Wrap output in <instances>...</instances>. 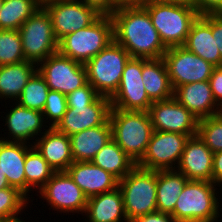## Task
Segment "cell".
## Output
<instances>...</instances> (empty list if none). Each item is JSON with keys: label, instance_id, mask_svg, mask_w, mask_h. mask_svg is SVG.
<instances>
[{"label": "cell", "instance_id": "cell-35", "mask_svg": "<svg viewBox=\"0 0 222 222\" xmlns=\"http://www.w3.org/2000/svg\"><path fill=\"white\" fill-rule=\"evenodd\" d=\"M28 198L14 187H8L0 190V217L9 222L21 220V210L28 205ZM27 204V205H26Z\"/></svg>", "mask_w": 222, "mask_h": 222}, {"label": "cell", "instance_id": "cell-8", "mask_svg": "<svg viewBox=\"0 0 222 222\" xmlns=\"http://www.w3.org/2000/svg\"><path fill=\"white\" fill-rule=\"evenodd\" d=\"M22 39L25 60L36 64L58 52L52 21L47 10L41 6L18 30Z\"/></svg>", "mask_w": 222, "mask_h": 222}, {"label": "cell", "instance_id": "cell-22", "mask_svg": "<svg viewBox=\"0 0 222 222\" xmlns=\"http://www.w3.org/2000/svg\"><path fill=\"white\" fill-rule=\"evenodd\" d=\"M40 137L32 145L55 172H66L74 162L69 136L59 133L55 128H48Z\"/></svg>", "mask_w": 222, "mask_h": 222}, {"label": "cell", "instance_id": "cell-45", "mask_svg": "<svg viewBox=\"0 0 222 222\" xmlns=\"http://www.w3.org/2000/svg\"><path fill=\"white\" fill-rule=\"evenodd\" d=\"M8 187H10V184L8 183L5 174H3L0 168V190Z\"/></svg>", "mask_w": 222, "mask_h": 222}, {"label": "cell", "instance_id": "cell-42", "mask_svg": "<svg viewBox=\"0 0 222 222\" xmlns=\"http://www.w3.org/2000/svg\"><path fill=\"white\" fill-rule=\"evenodd\" d=\"M212 35L222 58V14H212Z\"/></svg>", "mask_w": 222, "mask_h": 222}, {"label": "cell", "instance_id": "cell-39", "mask_svg": "<svg viewBox=\"0 0 222 222\" xmlns=\"http://www.w3.org/2000/svg\"><path fill=\"white\" fill-rule=\"evenodd\" d=\"M199 15L222 14V0H194Z\"/></svg>", "mask_w": 222, "mask_h": 222}, {"label": "cell", "instance_id": "cell-48", "mask_svg": "<svg viewBox=\"0 0 222 222\" xmlns=\"http://www.w3.org/2000/svg\"><path fill=\"white\" fill-rule=\"evenodd\" d=\"M0 222H9L7 219L0 217Z\"/></svg>", "mask_w": 222, "mask_h": 222}, {"label": "cell", "instance_id": "cell-13", "mask_svg": "<svg viewBox=\"0 0 222 222\" xmlns=\"http://www.w3.org/2000/svg\"><path fill=\"white\" fill-rule=\"evenodd\" d=\"M59 213H85L87 197L67 172H55L37 191Z\"/></svg>", "mask_w": 222, "mask_h": 222}, {"label": "cell", "instance_id": "cell-26", "mask_svg": "<svg viewBox=\"0 0 222 222\" xmlns=\"http://www.w3.org/2000/svg\"><path fill=\"white\" fill-rule=\"evenodd\" d=\"M142 82L152 102L173 97V88L163 58H142Z\"/></svg>", "mask_w": 222, "mask_h": 222}, {"label": "cell", "instance_id": "cell-12", "mask_svg": "<svg viewBox=\"0 0 222 222\" xmlns=\"http://www.w3.org/2000/svg\"><path fill=\"white\" fill-rule=\"evenodd\" d=\"M42 6L51 17L58 41L67 34L88 27L101 16L81 0H50Z\"/></svg>", "mask_w": 222, "mask_h": 222}, {"label": "cell", "instance_id": "cell-16", "mask_svg": "<svg viewBox=\"0 0 222 222\" xmlns=\"http://www.w3.org/2000/svg\"><path fill=\"white\" fill-rule=\"evenodd\" d=\"M110 98L99 96L88 106H68L55 129L70 136L74 133L101 126L109 121L111 112Z\"/></svg>", "mask_w": 222, "mask_h": 222}, {"label": "cell", "instance_id": "cell-40", "mask_svg": "<svg viewBox=\"0 0 222 222\" xmlns=\"http://www.w3.org/2000/svg\"><path fill=\"white\" fill-rule=\"evenodd\" d=\"M210 87L217 105L222 109V66L215 67L209 78Z\"/></svg>", "mask_w": 222, "mask_h": 222}, {"label": "cell", "instance_id": "cell-20", "mask_svg": "<svg viewBox=\"0 0 222 222\" xmlns=\"http://www.w3.org/2000/svg\"><path fill=\"white\" fill-rule=\"evenodd\" d=\"M173 97L198 119L222 113L214 99L209 81L178 86L173 91Z\"/></svg>", "mask_w": 222, "mask_h": 222}, {"label": "cell", "instance_id": "cell-44", "mask_svg": "<svg viewBox=\"0 0 222 222\" xmlns=\"http://www.w3.org/2000/svg\"><path fill=\"white\" fill-rule=\"evenodd\" d=\"M165 4L194 7V0H155Z\"/></svg>", "mask_w": 222, "mask_h": 222}, {"label": "cell", "instance_id": "cell-17", "mask_svg": "<svg viewBox=\"0 0 222 222\" xmlns=\"http://www.w3.org/2000/svg\"><path fill=\"white\" fill-rule=\"evenodd\" d=\"M13 105L14 108L11 106L10 111L5 115L6 117H3L6 120L5 126L7 125L9 138L6 137L4 139L0 137V139L4 141L29 143L30 140L33 141L35 137L37 139L40 134L42 135L44 133L42 132V128L43 131L47 130L44 128H49L45 125L41 111L26 108L18 102H15Z\"/></svg>", "mask_w": 222, "mask_h": 222}, {"label": "cell", "instance_id": "cell-46", "mask_svg": "<svg viewBox=\"0 0 222 222\" xmlns=\"http://www.w3.org/2000/svg\"><path fill=\"white\" fill-rule=\"evenodd\" d=\"M119 5L141 4L144 0H115Z\"/></svg>", "mask_w": 222, "mask_h": 222}, {"label": "cell", "instance_id": "cell-41", "mask_svg": "<svg viewBox=\"0 0 222 222\" xmlns=\"http://www.w3.org/2000/svg\"><path fill=\"white\" fill-rule=\"evenodd\" d=\"M130 222H177L169 213L155 211L146 215L135 217Z\"/></svg>", "mask_w": 222, "mask_h": 222}, {"label": "cell", "instance_id": "cell-1", "mask_svg": "<svg viewBox=\"0 0 222 222\" xmlns=\"http://www.w3.org/2000/svg\"><path fill=\"white\" fill-rule=\"evenodd\" d=\"M114 41L124 47L131 58H162L167 48L142 4L120 5L111 15Z\"/></svg>", "mask_w": 222, "mask_h": 222}, {"label": "cell", "instance_id": "cell-27", "mask_svg": "<svg viewBox=\"0 0 222 222\" xmlns=\"http://www.w3.org/2000/svg\"><path fill=\"white\" fill-rule=\"evenodd\" d=\"M37 71V64L22 61L0 66V99L16 101L31 76Z\"/></svg>", "mask_w": 222, "mask_h": 222}, {"label": "cell", "instance_id": "cell-4", "mask_svg": "<svg viewBox=\"0 0 222 222\" xmlns=\"http://www.w3.org/2000/svg\"><path fill=\"white\" fill-rule=\"evenodd\" d=\"M141 4L147 9L166 48L185 44L192 23L199 16L194 7L165 4L155 0H144Z\"/></svg>", "mask_w": 222, "mask_h": 222}, {"label": "cell", "instance_id": "cell-21", "mask_svg": "<svg viewBox=\"0 0 222 222\" xmlns=\"http://www.w3.org/2000/svg\"><path fill=\"white\" fill-rule=\"evenodd\" d=\"M192 53L215 67L222 66V58L212 35V14L199 15L192 23L183 45Z\"/></svg>", "mask_w": 222, "mask_h": 222}, {"label": "cell", "instance_id": "cell-15", "mask_svg": "<svg viewBox=\"0 0 222 222\" xmlns=\"http://www.w3.org/2000/svg\"><path fill=\"white\" fill-rule=\"evenodd\" d=\"M148 112L153 130L175 132L189 137L197 135L199 119L174 97L153 102Z\"/></svg>", "mask_w": 222, "mask_h": 222}, {"label": "cell", "instance_id": "cell-24", "mask_svg": "<svg viewBox=\"0 0 222 222\" xmlns=\"http://www.w3.org/2000/svg\"><path fill=\"white\" fill-rule=\"evenodd\" d=\"M74 162L91 161L112 139L111 123L89 128L69 136Z\"/></svg>", "mask_w": 222, "mask_h": 222}, {"label": "cell", "instance_id": "cell-31", "mask_svg": "<svg viewBox=\"0 0 222 222\" xmlns=\"http://www.w3.org/2000/svg\"><path fill=\"white\" fill-rule=\"evenodd\" d=\"M24 172L26 178V197L28 199H30L29 193L32 191V187L40 190L55 173L34 146L26 153Z\"/></svg>", "mask_w": 222, "mask_h": 222}, {"label": "cell", "instance_id": "cell-34", "mask_svg": "<svg viewBox=\"0 0 222 222\" xmlns=\"http://www.w3.org/2000/svg\"><path fill=\"white\" fill-rule=\"evenodd\" d=\"M197 135L213 153L222 151V113L199 119Z\"/></svg>", "mask_w": 222, "mask_h": 222}, {"label": "cell", "instance_id": "cell-7", "mask_svg": "<svg viewBox=\"0 0 222 222\" xmlns=\"http://www.w3.org/2000/svg\"><path fill=\"white\" fill-rule=\"evenodd\" d=\"M118 187L122 193L128 222L135 217L157 211V171L146 170L136 165L119 180Z\"/></svg>", "mask_w": 222, "mask_h": 222}, {"label": "cell", "instance_id": "cell-28", "mask_svg": "<svg viewBox=\"0 0 222 222\" xmlns=\"http://www.w3.org/2000/svg\"><path fill=\"white\" fill-rule=\"evenodd\" d=\"M188 179L177 170L157 171V211L171 214Z\"/></svg>", "mask_w": 222, "mask_h": 222}, {"label": "cell", "instance_id": "cell-32", "mask_svg": "<svg viewBox=\"0 0 222 222\" xmlns=\"http://www.w3.org/2000/svg\"><path fill=\"white\" fill-rule=\"evenodd\" d=\"M50 89L46 80L36 71L23 88L21 96L16 100L21 106L43 111Z\"/></svg>", "mask_w": 222, "mask_h": 222}, {"label": "cell", "instance_id": "cell-37", "mask_svg": "<svg viewBox=\"0 0 222 222\" xmlns=\"http://www.w3.org/2000/svg\"><path fill=\"white\" fill-rule=\"evenodd\" d=\"M99 96L94 87L90 83H87L83 87L66 95V101L68 106H88Z\"/></svg>", "mask_w": 222, "mask_h": 222}, {"label": "cell", "instance_id": "cell-11", "mask_svg": "<svg viewBox=\"0 0 222 222\" xmlns=\"http://www.w3.org/2000/svg\"><path fill=\"white\" fill-rule=\"evenodd\" d=\"M162 58L173 90L184 84L209 81L215 68L184 46L167 48Z\"/></svg>", "mask_w": 222, "mask_h": 222}, {"label": "cell", "instance_id": "cell-23", "mask_svg": "<svg viewBox=\"0 0 222 222\" xmlns=\"http://www.w3.org/2000/svg\"><path fill=\"white\" fill-rule=\"evenodd\" d=\"M27 144V145H26ZM24 142L4 141L0 139V168L10 187H14L26 196V178L24 163L27 151L32 147Z\"/></svg>", "mask_w": 222, "mask_h": 222}, {"label": "cell", "instance_id": "cell-30", "mask_svg": "<svg viewBox=\"0 0 222 222\" xmlns=\"http://www.w3.org/2000/svg\"><path fill=\"white\" fill-rule=\"evenodd\" d=\"M41 6L37 0H4L0 11V29L19 30Z\"/></svg>", "mask_w": 222, "mask_h": 222}, {"label": "cell", "instance_id": "cell-25", "mask_svg": "<svg viewBox=\"0 0 222 222\" xmlns=\"http://www.w3.org/2000/svg\"><path fill=\"white\" fill-rule=\"evenodd\" d=\"M85 214L89 222H128L119 187L88 198Z\"/></svg>", "mask_w": 222, "mask_h": 222}, {"label": "cell", "instance_id": "cell-2", "mask_svg": "<svg viewBox=\"0 0 222 222\" xmlns=\"http://www.w3.org/2000/svg\"><path fill=\"white\" fill-rule=\"evenodd\" d=\"M109 121L112 139L137 163L153 133L149 112L111 108Z\"/></svg>", "mask_w": 222, "mask_h": 222}, {"label": "cell", "instance_id": "cell-19", "mask_svg": "<svg viewBox=\"0 0 222 222\" xmlns=\"http://www.w3.org/2000/svg\"><path fill=\"white\" fill-rule=\"evenodd\" d=\"M66 172L87 198L112 191L119 184V180L114 175L91 161L73 162Z\"/></svg>", "mask_w": 222, "mask_h": 222}, {"label": "cell", "instance_id": "cell-10", "mask_svg": "<svg viewBox=\"0 0 222 222\" xmlns=\"http://www.w3.org/2000/svg\"><path fill=\"white\" fill-rule=\"evenodd\" d=\"M188 139V135L153 130L146 151L136 165L153 171L176 170Z\"/></svg>", "mask_w": 222, "mask_h": 222}, {"label": "cell", "instance_id": "cell-3", "mask_svg": "<svg viewBox=\"0 0 222 222\" xmlns=\"http://www.w3.org/2000/svg\"><path fill=\"white\" fill-rule=\"evenodd\" d=\"M215 186L213 182L188 180L171 215L177 222H217L221 209Z\"/></svg>", "mask_w": 222, "mask_h": 222}, {"label": "cell", "instance_id": "cell-14", "mask_svg": "<svg viewBox=\"0 0 222 222\" xmlns=\"http://www.w3.org/2000/svg\"><path fill=\"white\" fill-rule=\"evenodd\" d=\"M142 82V58H130L125 64L120 85L110 98L112 108L149 111L153 103Z\"/></svg>", "mask_w": 222, "mask_h": 222}, {"label": "cell", "instance_id": "cell-49", "mask_svg": "<svg viewBox=\"0 0 222 222\" xmlns=\"http://www.w3.org/2000/svg\"><path fill=\"white\" fill-rule=\"evenodd\" d=\"M3 1H4V0H0V11H1L2 6H3Z\"/></svg>", "mask_w": 222, "mask_h": 222}, {"label": "cell", "instance_id": "cell-5", "mask_svg": "<svg viewBox=\"0 0 222 222\" xmlns=\"http://www.w3.org/2000/svg\"><path fill=\"white\" fill-rule=\"evenodd\" d=\"M114 41L111 16H100L86 28L67 34L58 41V52L85 64Z\"/></svg>", "mask_w": 222, "mask_h": 222}, {"label": "cell", "instance_id": "cell-36", "mask_svg": "<svg viewBox=\"0 0 222 222\" xmlns=\"http://www.w3.org/2000/svg\"><path fill=\"white\" fill-rule=\"evenodd\" d=\"M67 108L68 105L66 101V95L55 90H50L48 92V97L46 98V103L42 114L43 118L45 119V123H48L50 121L48 123L49 128L56 127V125L63 118V115L65 114ZM48 119L49 121H46Z\"/></svg>", "mask_w": 222, "mask_h": 222}, {"label": "cell", "instance_id": "cell-18", "mask_svg": "<svg viewBox=\"0 0 222 222\" xmlns=\"http://www.w3.org/2000/svg\"><path fill=\"white\" fill-rule=\"evenodd\" d=\"M213 152L198 135L187 140L176 170L188 180L212 182Z\"/></svg>", "mask_w": 222, "mask_h": 222}, {"label": "cell", "instance_id": "cell-6", "mask_svg": "<svg viewBox=\"0 0 222 222\" xmlns=\"http://www.w3.org/2000/svg\"><path fill=\"white\" fill-rule=\"evenodd\" d=\"M130 58L124 47L112 41L84 64L88 83L100 96L111 98L120 85L125 64Z\"/></svg>", "mask_w": 222, "mask_h": 222}, {"label": "cell", "instance_id": "cell-38", "mask_svg": "<svg viewBox=\"0 0 222 222\" xmlns=\"http://www.w3.org/2000/svg\"><path fill=\"white\" fill-rule=\"evenodd\" d=\"M101 16H111L120 5L115 0H81Z\"/></svg>", "mask_w": 222, "mask_h": 222}, {"label": "cell", "instance_id": "cell-50", "mask_svg": "<svg viewBox=\"0 0 222 222\" xmlns=\"http://www.w3.org/2000/svg\"><path fill=\"white\" fill-rule=\"evenodd\" d=\"M14 222H25V221H23V220L21 219V220H18V221H14Z\"/></svg>", "mask_w": 222, "mask_h": 222}, {"label": "cell", "instance_id": "cell-33", "mask_svg": "<svg viewBox=\"0 0 222 222\" xmlns=\"http://www.w3.org/2000/svg\"><path fill=\"white\" fill-rule=\"evenodd\" d=\"M25 61L18 30L0 29V66Z\"/></svg>", "mask_w": 222, "mask_h": 222}, {"label": "cell", "instance_id": "cell-47", "mask_svg": "<svg viewBox=\"0 0 222 222\" xmlns=\"http://www.w3.org/2000/svg\"><path fill=\"white\" fill-rule=\"evenodd\" d=\"M41 5L47 1H50V0H37Z\"/></svg>", "mask_w": 222, "mask_h": 222}, {"label": "cell", "instance_id": "cell-9", "mask_svg": "<svg viewBox=\"0 0 222 222\" xmlns=\"http://www.w3.org/2000/svg\"><path fill=\"white\" fill-rule=\"evenodd\" d=\"M40 66V67H39ZM50 90L68 95L88 83L85 65L56 52L37 64Z\"/></svg>", "mask_w": 222, "mask_h": 222}, {"label": "cell", "instance_id": "cell-43", "mask_svg": "<svg viewBox=\"0 0 222 222\" xmlns=\"http://www.w3.org/2000/svg\"><path fill=\"white\" fill-rule=\"evenodd\" d=\"M212 182L219 187L222 185V151L213 153Z\"/></svg>", "mask_w": 222, "mask_h": 222}, {"label": "cell", "instance_id": "cell-29", "mask_svg": "<svg viewBox=\"0 0 222 222\" xmlns=\"http://www.w3.org/2000/svg\"><path fill=\"white\" fill-rule=\"evenodd\" d=\"M91 162L118 180L124 178L136 166L135 161L113 139L99 150Z\"/></svg>", "mask_w": 222, "mask_h": 222}]
</instances>
